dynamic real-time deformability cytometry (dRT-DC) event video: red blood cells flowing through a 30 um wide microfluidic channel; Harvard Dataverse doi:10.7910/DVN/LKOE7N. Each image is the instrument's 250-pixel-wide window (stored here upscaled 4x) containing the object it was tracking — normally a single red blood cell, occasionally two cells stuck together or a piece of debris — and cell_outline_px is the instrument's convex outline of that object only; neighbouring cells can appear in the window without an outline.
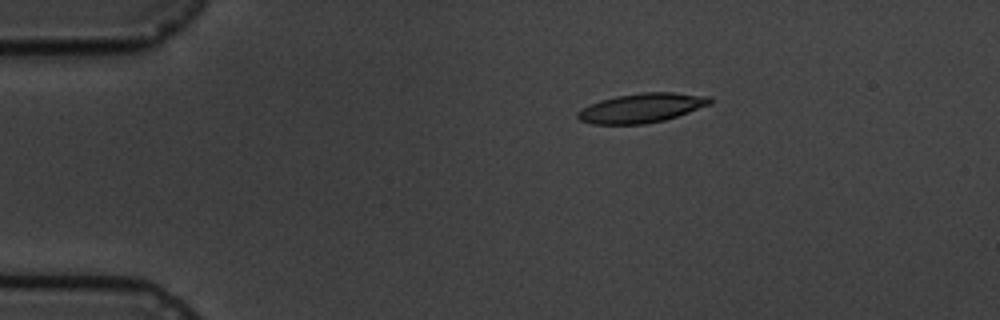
{"species": "common noctule bat (a hibernating species)", "species_latin": "Nyctalus noctula", "temperature_condition": "cold", "stored_images_in_passage": 6, "camera_frame_rate_fps": 3000, "um_per_image_px": 0.085, "animal": {"sex": "male", "body_mass_g": 19.5, "forearm_length_mm": 54.6}, "frame": {"image": 1, "passage_image": 3, "time_ms": 2.333, "image_size_px": [1000, 320], "cell_outline_px": [[712, 104], [664, 120], [644, 124], [592, 124], [580, 120], [576, 116], [576, 112], [580, 108], [600, 100], [616, 96], [644, 92], [672, 92], [712, 96]], "centroid_in_image_um": [54.53, 9.17], "position_along_channel_um": 30.5, "area_um2": 22.72}}
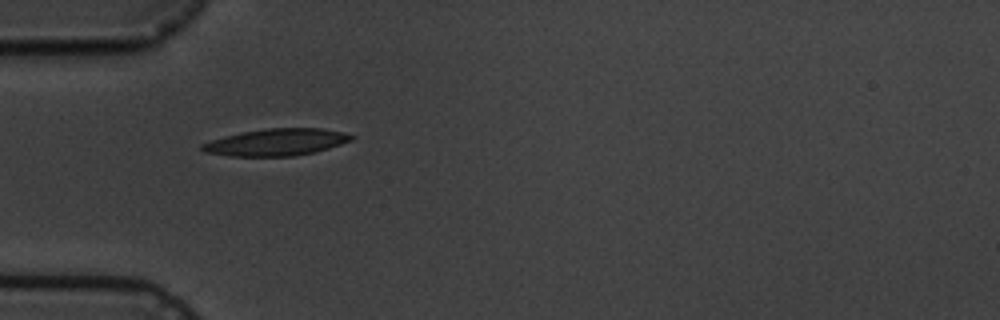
{"frame": {"image": 2, "passage_image": 5, "time_ms": 4.667, "image_size_px": [1000, 320], "cell_outline_px": [[356, 136], [352, 140], [328, 148], [312, 152], [292, 156], [228, 156], [204, 152], [200, 148], [200, 144], [212, 140], [244, 132], [268, 128], [324, 128], [344, 132]], "centroid_in_image_um": [23.51, 12.08], "position_along_channel_um": 61.5, "area_um2": 23.24}}
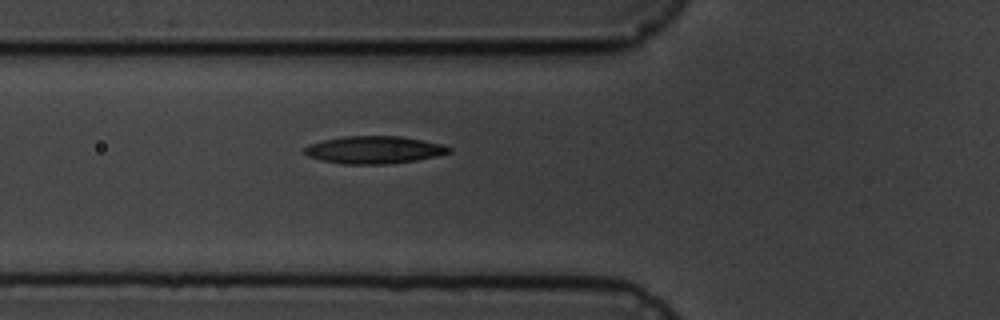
{"frame": {"image": 3, "passage_image": 6, "time_ms": 5.667, "image_size_px": [1000, 320], "cell_outline_px": [[452, 152], [436, 156], [416, 160], [388, 164], [344, 164], [320, 160], [308, 156], [304, 152], [304, 148], [308, 144], [324, 140], [344, 136], [400, 136], [424, 140], [444, 144], [452, 148]], "centroid_in_image_um": [31.82, 12.73], "position_along_channel_um": 94.0, "area_um2": 23.29}}